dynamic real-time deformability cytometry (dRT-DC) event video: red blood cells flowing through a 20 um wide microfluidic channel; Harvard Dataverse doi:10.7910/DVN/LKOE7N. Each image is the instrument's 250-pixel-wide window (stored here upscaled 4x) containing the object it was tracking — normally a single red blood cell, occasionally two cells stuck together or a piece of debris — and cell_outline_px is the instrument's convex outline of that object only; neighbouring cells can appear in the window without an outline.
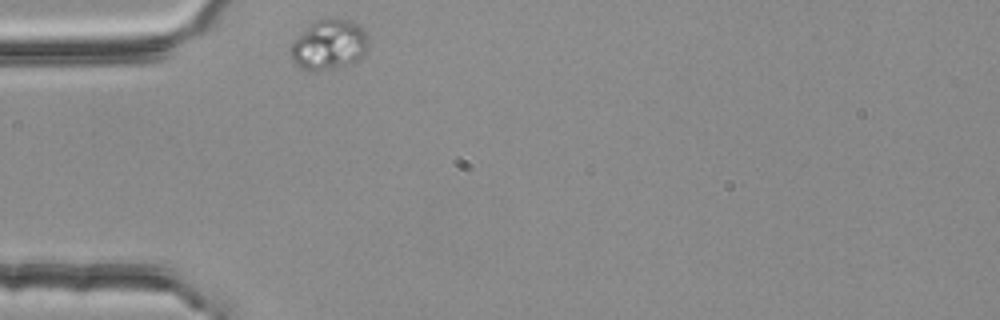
{"species": "common noctule bat (a hibernating species)", "species_latin": "Nyctalus noctula", "temperature_condition": "room temperature", "stored_images_in_passage": 1, "camera_frame_rate_fps": 3000, "um_per_image_px": 0.085, "animal": {"sex": "female", "body_mass_g": 25.1}, "frame": {"image": 1, "passage_image": 1, "time_ms": 0.0, "image_size_px": [1000, 320], "cell_outline_px": [[368, 48], [360, 60], [352, 64], [336, 68], [316, 72], [312, 72], [300, 68], [292, 60], [288, 48], [316, 20], [352, 20], [364, 28], [368, 36]], "centroid_in_image_um": [28.01, 3.86], "position_along_channel_um": 57.0, "area_um2": 22.77}}